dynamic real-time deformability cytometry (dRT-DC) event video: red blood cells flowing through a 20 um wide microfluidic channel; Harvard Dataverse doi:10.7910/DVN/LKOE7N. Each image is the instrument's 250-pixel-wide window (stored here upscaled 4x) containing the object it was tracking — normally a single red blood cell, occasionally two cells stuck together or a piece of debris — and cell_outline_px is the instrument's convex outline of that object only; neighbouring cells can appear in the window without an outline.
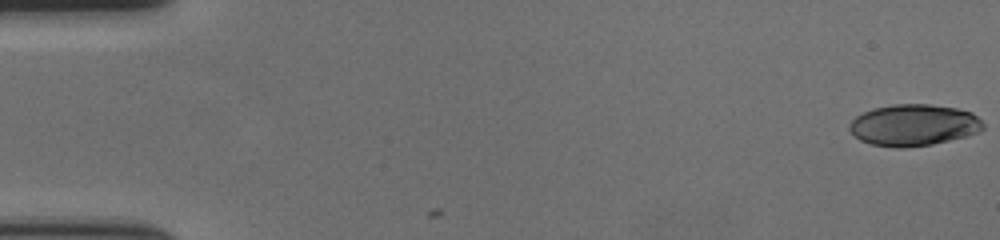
{"species": "human", "species_latin": "Homo sapiens", "temperature_condition": "cold", "stored_images_in_passage": 58, "camera_frame_rate_fps": 3000, "um_per_image_px": 0.085, "donor": {"sex": "female"}, "frame": {"image": 1, "passage_image": 1, "time_ms": 0.0, "image_size_px": [1000, 240], "cell_outline_px": [[984, 128], [968, 136], [932, 144], [904, 148], [896, 148], [872, 144], [860, 140], [848, 128], [848, 124], [856, 116], [872, 108], [892, 104], [928, 104], [956, 108], [972, 112], [984, 124]], "centroid_in_image_um": [77.65, 10.63], "position_along_channel_um": 7.3, "area_um2": 32.37}}
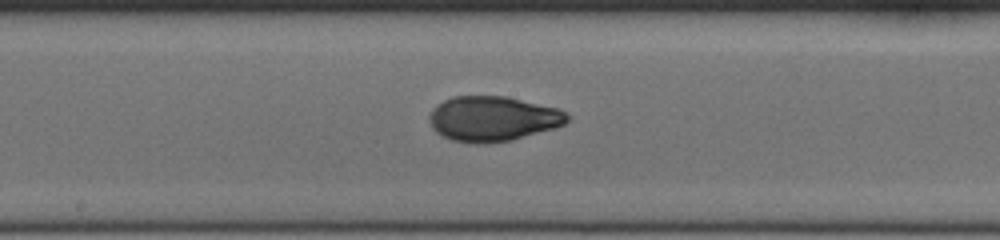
{"frame": {"image": 2, "passage_image": 32, "time_ms": 10.333, "image_size_px": [1000, 240], "cell_outline_px": [[568, 120], [564, 124], [556, 128], [512, 140], [488, 144], [476, 144], [452, 140], [436, 132], [432, 128], [428, 116], [432, 108], [436, 104], [452, 96], [508, 96], [560, 108], [568, 116]], "centroid_in_image_um": [41.89, 10.09], "position_along_channel_um": 206.3, "area_um2": 36.65}}
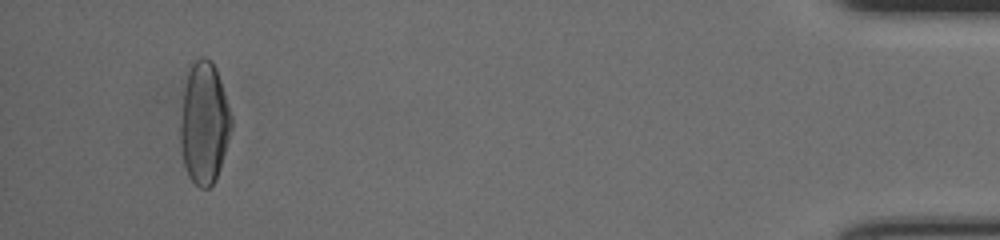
{"frame": {"image": 3, "passage_image": 56, "time_ms": 18.333, "image_size_px": [1000, 240], "cell_outline_px": [[232, 128], [216, 176], [212, 184], [208, 188], [200, 188], [188, 176], [184, 164], [180, 144], [180, 124], [184, 88], [188, 72], [192, 64], [200, 56], [204, 56], [216, 68], [232, 116]], "centroid_in_image_um": [17.34, 10.45], "position_along_channel_um": 417.9, "area_um2": 35.72}}